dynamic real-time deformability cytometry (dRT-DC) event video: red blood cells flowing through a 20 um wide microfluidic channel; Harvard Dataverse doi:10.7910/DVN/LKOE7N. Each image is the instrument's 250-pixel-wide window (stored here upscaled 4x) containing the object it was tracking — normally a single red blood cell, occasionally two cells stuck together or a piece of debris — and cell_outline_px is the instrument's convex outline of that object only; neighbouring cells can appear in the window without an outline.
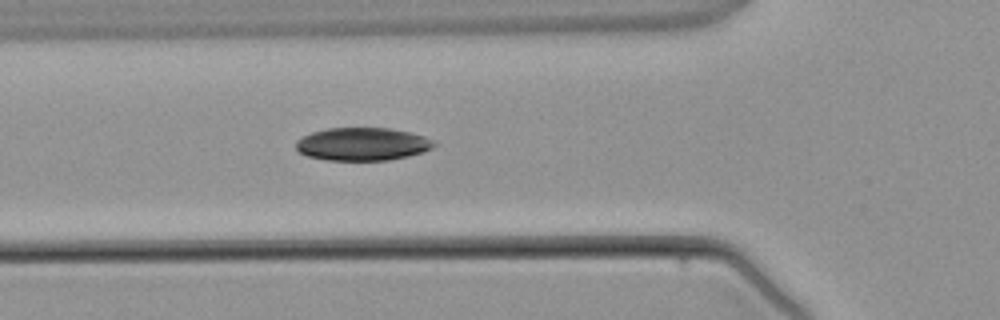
{"species": "common noctule bat (a hibernating species)", "species_latin": "Nyctalus noctula", "temperature_condition": "warm", "stored_images_in_passage": 3, "camera_frame_rate_fps": 3000, "um_per_image_px": 0.085, "animal": {"sex": "male", "body_mass_g": 21.5, "forearm_length_mm": 52.0}, "frame": {"image": 1, "passage_image": 3, "time_ms": 2.333, "image_size_px": [1000, 320], "cell_outline_px": [[436, 144], [432, 148], [424, 152], [408, 156], [388, 160], [328, 160], [308, 156], [300, 152], [296, 148], [296, 140], [312, 132], [328, 128], [388, 128], [408, 132], [424, 136], [432, 140]], "centroid_in_image_um": [30.81, 12.25], "position_along_channel_um": 95.0, "area_um2": 26.36}}